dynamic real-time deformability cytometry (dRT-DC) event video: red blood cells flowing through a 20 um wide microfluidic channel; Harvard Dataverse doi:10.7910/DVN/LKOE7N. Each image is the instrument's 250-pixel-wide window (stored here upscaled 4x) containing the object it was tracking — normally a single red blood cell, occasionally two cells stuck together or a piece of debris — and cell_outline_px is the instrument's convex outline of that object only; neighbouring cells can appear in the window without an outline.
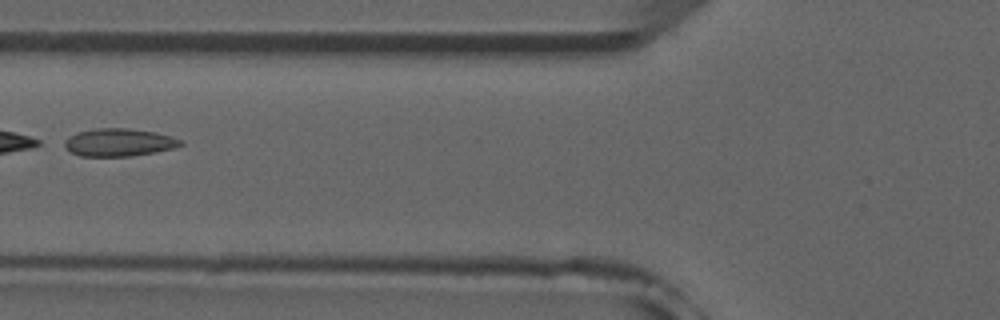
{"species": "common noctule bat (a hibernating species)", "species_latin": "Nyctalus noctula", "temperature_condition": "room temperature", "stored_images_in_passage": 3, "camera_frame_rate_fps": 3000, "um_per_image_px": 0.085, "animal": {"sex": "male", "forearm_length_mm": 52.5}, "frame": {"image": 1, "passage_image": 2, "time_ms": 1.333, "image_size_px": [1000, 320], "cell_outline_px": [[184, 144], [176, 148], [156, 152], [132, 156], [80, 156], [72, 152], [64, 144], [64, 140], [68, 136], [80, 132], [96, 128], [128, 128], [156, 132], [172, 136], [180, 140]], "centroid_in_image_um": [10.15, 12.1], "position_along_channel_um": 115.6, "area_um2": 18.79}}
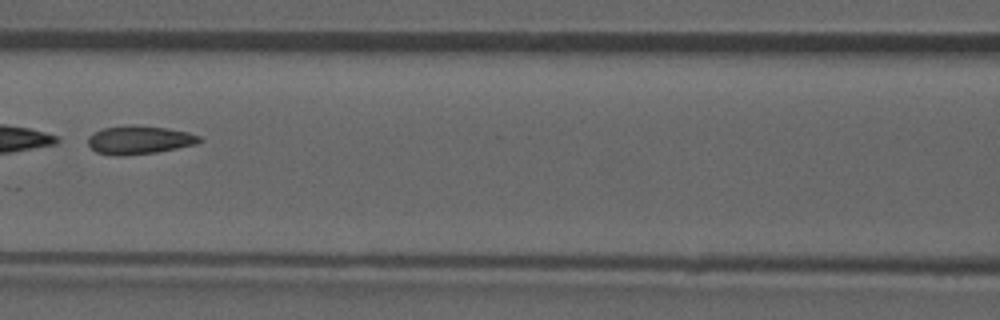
{"frame": {"image": 2, "passage_image": 3, "time_ms": 2.333, "image_size_px": [1000, 320], "cell_outline_px": [[204, 140], [196, 144], [156, 152], [124, 156], [116, 156], [96, 152], [88, 144], [88, 136], [104, 128], [132, 124], [168, 128], [188, 132], [200, 136]], "centroid_in_image_um": [11.86, 11.89], "position_along_channel_um": 154.7, "area_um2": 18.5}}